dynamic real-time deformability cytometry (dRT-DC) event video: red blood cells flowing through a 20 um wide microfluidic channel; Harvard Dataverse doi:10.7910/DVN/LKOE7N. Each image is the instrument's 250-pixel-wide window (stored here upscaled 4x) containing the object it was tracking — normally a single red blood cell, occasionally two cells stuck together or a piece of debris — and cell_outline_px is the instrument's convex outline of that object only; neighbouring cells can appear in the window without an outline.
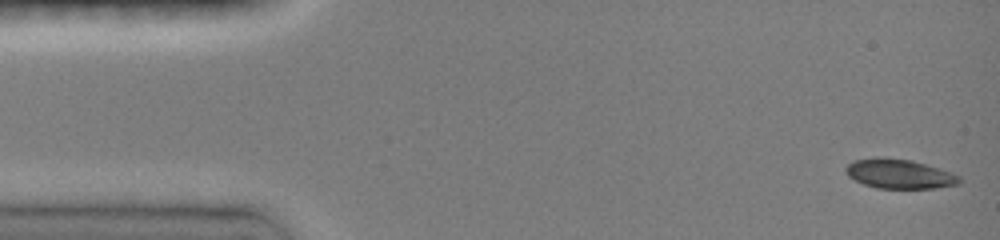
{"species": "common noctule bat (a hibernating species)", "species_latin": "Nyctalus noctula", "temperature_condition": "room temperature", "stored_images_in_passage": 10, "camera_frame_rate_fps": 3000, "um_per_image_px": 0.085, "animal": {"sex": "female", "body_mass_g": 19.0, "forearm_length_mm": 51.5}, "frame": {"image": 1, "passage_image": 1, "time_ms": 0.0, "image_size_px": [1000, 240], "cell_outline_px": [[960, 184], [936, 188], [876, 188], [864, 184], [848, 176], [844, 168], [852, 160], [912, 160], [952, 172], [960, 176]], "centroid_in_image_um": [76.51, 14.82], "position_along_channel_um": 8.5, "area_um2": 18.79}}
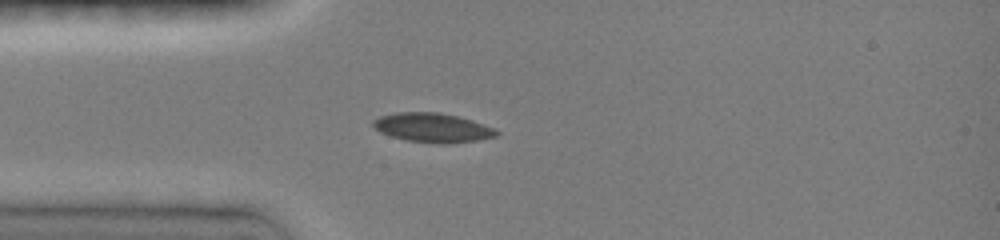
{"frame": {"image": 2, "passage_image": 9, "time_ms": 3.667, "image_size_px": [1000, 240], "cell_outline_px": [[500, 132], [496, 136], [476, 140], [444, 144], [440, 144], [404, 140], [380, 132], [372, 124], [372, 120], [380, 116], [396, 112], [440, 112], [472, 120], [492, 128]], "centroid_in_image_um": [36.73, 10.85], "position_along_channel_um": 48.3, "area_um2": 20.87}}